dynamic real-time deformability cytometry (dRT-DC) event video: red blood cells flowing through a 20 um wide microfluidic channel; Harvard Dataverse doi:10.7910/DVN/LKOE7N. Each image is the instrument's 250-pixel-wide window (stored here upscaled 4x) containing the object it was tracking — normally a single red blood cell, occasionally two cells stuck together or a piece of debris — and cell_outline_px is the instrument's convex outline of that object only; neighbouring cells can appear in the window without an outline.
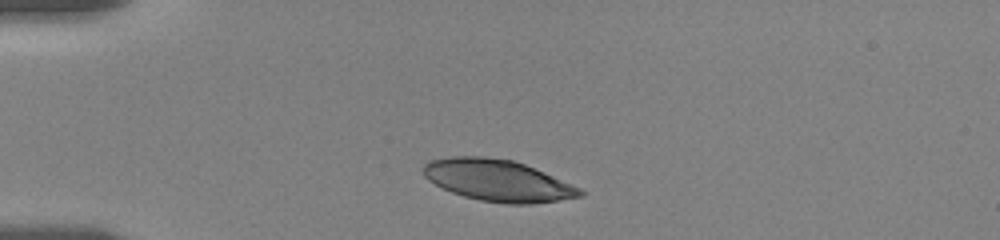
{"species": "human", "species_latin": "Homo sapiens", "temperature_condition": "room temperature", "stored_images_in_passage": 14, "camera_frame_rate_fps": 3000, "um_per_image_px": 0.085, "donor": {"sex": "female"}, "frame": {"image": 1, "passage_image": 1, "time_ms": 0.0, "image_size_px": [1000, 240], "cell_outline_px": [[584, 196], [532, 204], [504, 204], [480, 200], [464, 196], [452, 192], [428, 180], [424, 176], [424, 164], [428, 160], [448, 156], [484, 156], [512, 160], [524, 164], [544, 172], [580, 188], [584, 192]], "centroid_in_image_um": [42.3, 15.33], "position_along_channel_um": 42.7, "area_um2": 37.86}}
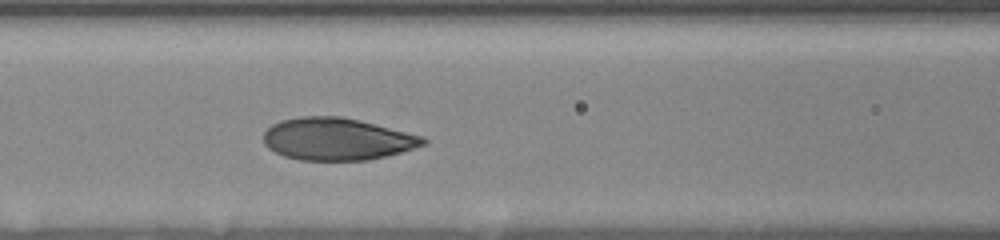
{"frame": {"image": 2, "passage_image": 8, "time_ms": 2.333, "image_size_px": [1000, 240], "cell_outline_px": [[428, 140], [424, 144], [400, 152], [368, 160], [300, 160], [284, 156], [268, 148], [264, 144], [264, 132], [272, 124], [280, 120], [300, 116], [340, 116], [360, 120], [424, 136]], "centroid_in_image_um": [28.63, 11.81], "position_along_channel_um": 138.0, "area_um2": 39.25}}
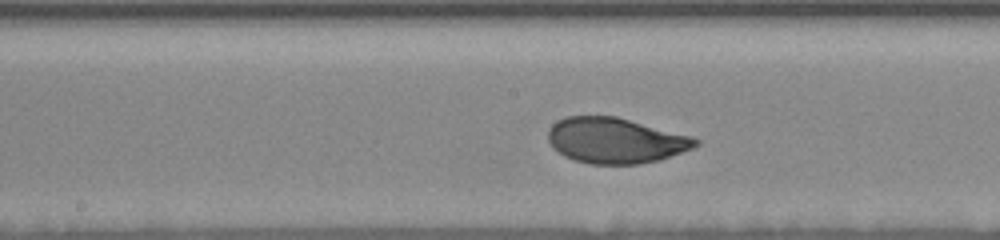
{"frame": {"image": 3, "passage_image": 12, "time_ms": 3.667, "image_size_px": [1000, 240], "cell_outline_px": [[700, 144], [692, 148], [660, 160], [640, 164], [588, 164], [572, 160], [564, 156], [552, 148], [548, 140], [548, 128], [556, 120], [564, 116], [616, 116], [692, 136], [700, 140]], "centroid_in_image_um": [52.28, 11.94], "position_along_channel_um": 195.9, "area_um2": 39.54}}